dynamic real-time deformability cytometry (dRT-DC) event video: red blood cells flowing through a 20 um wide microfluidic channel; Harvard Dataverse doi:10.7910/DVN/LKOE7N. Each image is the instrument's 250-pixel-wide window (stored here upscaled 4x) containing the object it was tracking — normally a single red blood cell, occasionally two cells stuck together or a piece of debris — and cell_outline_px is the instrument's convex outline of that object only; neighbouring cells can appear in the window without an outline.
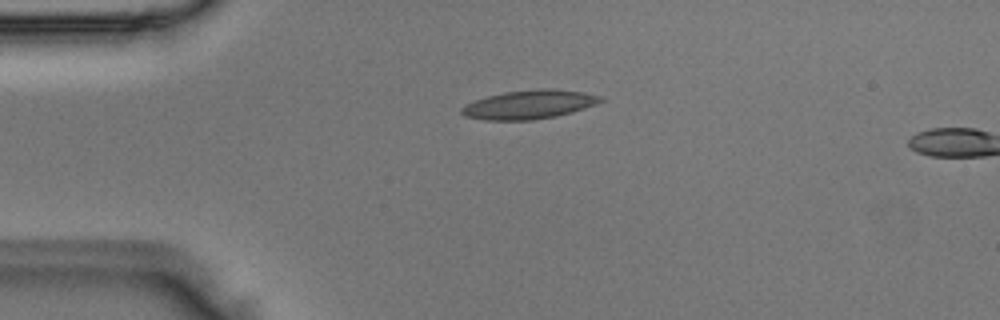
{"species": "Egyptian fruit bat (a non-hibernating species)", "species_latin": "Rousettus aegyptiacus", "temperature_condition": "room temperature", "stored_images_in_passage": 4, "camera_frame_rate_fps": 3000, "um_per_image_px": 0.085, "animal": {"sex": "male"}, "frame": {"image": 1, "passage_image": 3, "time_ms": 0.667, "image_size_px": [1000, 320], "cell_outline_px": [[604, 100], [596, 104], [572, 112], [556, 116], [532, 120], [484, 120], [464, 116], [460, 112], [460, 108], [476, 100], [488, 96], [504, 92], [544, 88], [584, 92], [604, 96]], "centroid_in_image_um": [45.0, 8.89], "position_along_channel_um": 40.0, "area_um2": 23.24}}